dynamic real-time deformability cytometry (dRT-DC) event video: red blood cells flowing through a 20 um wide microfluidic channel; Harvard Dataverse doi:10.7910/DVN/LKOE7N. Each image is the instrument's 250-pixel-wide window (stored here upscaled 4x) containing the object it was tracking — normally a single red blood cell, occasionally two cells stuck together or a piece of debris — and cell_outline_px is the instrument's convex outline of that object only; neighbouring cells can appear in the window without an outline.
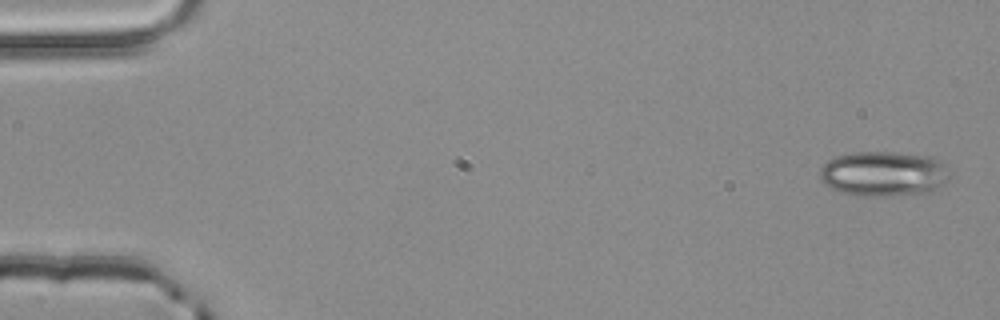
{"species": "common noctule bat (a hibernating species)", "species_latin": "Nyctalus noctula", "temperature_condition": "room temperature", "stored_images_in_passage": 4, "camera_frame_rate_fps": 3000, "um_per_image_px": 0.085, "animal": {"sex": "male", "body_mass_g": 20.4}, "frame": {"image": 1, "passage_image": 1, "time_ms": 0.0, "image_size_px": [1000, 320], "cell_outline_px": [[948, 176], [936, 188], [928, 192], [876, 196], [868, 196], [840, 192], [824, 184], [820, 176], [820, 168], [828, 160], [836, 156], [852, 152], [896, 152], [928, 156], [936, 160], [940, 164]], "centroid_in_image_um": [74.99, 14.75], "position_along_channel_um": 10.0, "area_um2": 33.18}}